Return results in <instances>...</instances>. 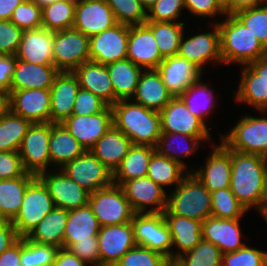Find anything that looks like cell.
<instances>
[{"label":"cell","instance_id":"obj_1","mask_svg":"<svg viewBox=\"0 0 267 266\" xmlns=\"http://www.w3.org/2000/svg\"><path fill=\"white\" fill-rule=\"evenodd\" d=\"M230 189L247 212L261 208L267 202V158L231 150Z\"/></svg>","mask_w":267,"mask_h":266},{"label":"cell","instance_id":"obj_2","mask_svg":"<svg viewBox=\"0 0 267 266\" xmlns=\"http://www.w3.org/2000/svg\"><path fill=\"white\" fill-rule=\"evenodd\" d=\"M131 101L123 99L111 105L113 126L123 132L132 144L155 148L162 135L160 113Z\"/></svg>","mask_w":267,"mask_h":266},{"label":"cell","instance_id":"obj_3","mask_svg":"<svg viewBox=\"0 0 267 266\" xmlns=\"http://www.w3.org/2000/svg\"><path fill=\"white\" fill-rule=\"evenodd\" d=\"M225 19L217 22L223 64L249 65L267 55V49L234 14H226Z\"/></svg>","mask_w":267,"mask_h":266},{"label":"cell","instance_id":"obj_4","mask_svg":"<svg viewBox=\"0 0 267 266\" xmlns=\"http://www.w3.org/2000/svg\"><path fill=\"white\" fill-rule=\"evenodd\" d=\"M167 210L172 215L203 222L211 216V192L189 172L168 195Z\"/></svg>","mask_w":267,"mask_h":266},{"label":"cell","instance_id":"obj_5","mask_svg":"<svg viewBox=\"0 0 267 266\" xmlns=\"http://www.w3.org/2000/svg\"><path fill=\"white\" fill-rule=\"evenodd\" d=\"M54 207L48 188L36 176L28 184L21 208L17 216L11 221L18 237H27Z\"/></svg>","mask_w":267,"mask_h":266},{"label":"cell","instance_id":"obj_6","mask_svg":"<svg viewBox=\"0 0 267 266\" xmlns=\"http://www.w3.org/2000/svg\"><path fill=\"white\" fill-rule=\"evenodd\" d=\"M230 150L258 154L267 158V117L247 114L220 139Z\"/></svg>","mask_w":267,"mask_h":266},{"label":"cell","instance_id":"obj_7","mask_svg":"<svg viewBox=\"0 0 267 266\" xmlns=\"http://www.w3.org/2000/svg\"><path fill=\"white\" fill-rule=\"evenodd\" d=\"M89 206L100 227L131 222L135 214L120 185H111L90 193Z\"/></svg>","mask_w":267,"mask_h":266},{"label":"cell","instance_id":"obj_8","mask_svg":"<svg viewBox=\"0 0 267 266\" xmlns=\"http://www.w3.org/2000/svg\"><path fill=\"white\" fill-rule=\"evenodd\" d=\"M131 224L138 246L157 251L173 261L172 236L163 213H135Z\"/></svg>","mask_w":267,"mask_h":266},{"label":"cell","instance_id":"obj_9","mask_svg":"<svg viewBox=\"0 0 267 266\" xmlns=\"http://www.w3.org/2000/svg\"><path fill=\"white\" fill-rule=\"evenodd\" d=\"M50 134L51 122L32 123L27 129L18 151L27 173L39 176L49 171L48 166L51 165Z\"/></svg>","mask_w":267,"mask_h":266},{"label":"cell","instance_id":"obj_10","mask_svg":"<svg viewBox=\"0 0 267 266\" xmlns=\"http://www.w3.org/2000/svg\"><path fill=\"white\" fill-rule=\"evenodd\" d=\"M90 61L89 37L74 28L55 31L53 63L60 72H73Z\"/></svg>","mask_w":267,"mask_h":266},{"label":"cell","instance_id":"obj_11","mask_svg":"<svg viewBox=\"0 0 267 266\" xmlns=\"http://www.w3.org/2000/svg\"><path fill=\"white\" fill-rule=\"evenodd\" d=\"M60 169L90 193L113 183L112 172L90 150Z\"/></svg>","mask_w":267,"mask_h":266},{"label":"cell","instance_id":"obj_12","mask_svg":"<svg viewBox=\"0 0 267 266\" xmlns=\"http://www.w3.org/2000/svg\"><path fill=\"white\" fill-rule=\"evenodd\" d=\"M4 105L31 123L50 122V89L9 91L4 97Z\"/></svg>","mask_w":267,"mask_h":266},{"label":"cell","instance_id":"obj_13","mask_svg":"<svg viewBox=\"0 0 267 266\" xmlns=\"http://www.w3.org/2000/svg\"><path fill=\"white\" fill-rule=\"evenodd\" d=\"M120 186L135 213H163L167 209L168 193L147 176L124 181Z\"/></svg>","mask_w":267,"mask_h":266},{"label":"cell","instance_id":"obj_14","mask_svg":"<svg viewBox=\"0 0 267 266\" xmlns=\"http://www.w3.org/2000/svg\"><path fill=\"white\" fill-rule=\"evenodd\" d=\"M129 26L117 23L89 37L90 61L107 65L127 57Z\"/></svg>","mask_w":267,"mask_h":266},{"label":"cell","instance_id":"obj_15","mask_svg":"<svg viewBox=\"0 0 267 266\" xmlns=\"http://www.w3.org/2000/svg\"><path fill=\"white\" fill-rule=\"evenodd\" d=\"M162 133H181L195 137H210L208 126L193 115L177 96L159 112Z\"/></svg>","mask_w":267,"mask_h":266},{"label":"cell","instance_id":"obj_16","mask_svg":"<svg viewBox=\"0 0 267 266\" xmlns=\"http://www.w3.org/2000/svg\"><path fill=\"white\" fill-rule=\"evenodd\" d=\"M58 170L55 173L49 170L38 176L48 188L54 206L71 210L88 205L90 192L70 179L61 169Z\"/></svg>","mask_w":267,"mask_h":266},{"label":"cell","instance_id":"obj_17","mask_svg":"<svg viewBox=\"0 0 267 266\" xmlns=\"http://www.w3.org/2000/svg\"><path fill=\"white\" fill-rule=\"evenodd\" d=\"M213 31L193 35L185 39L184 33L180 41L178 54L180 57L193 62L201 70L210 62H222L220 52V33L218 24L212 22ZM206 63V64H205Z\"/></svg>","mask_w":267,"mask_h":266},{"label":"cell","instance_id":"obj_18","mask_svg":"<svg viewBox=\"0 0 267 266\" xmlns=\"http://www.w3.org/2000/svg\"><path fill=\"white\" fill-rule=\"evenodd\" d=\"M97 237L102 265H115L127 251L137 245L131 222L102 226Z\"/></svg>","mask_w":267,"mask_h":266},{"label":"cell","instance_id":"obj_19","mask_svg":"<svg viewBox=\"0 0 267 266\" xmlns=\"http://www.w3.org/2000/svg\"><path fill=\"white\" fill-rule=\"evenodd\" d=\"M167 90L177 97L201 79L202 70L179 55L165 57L156 68Z\"/></svg>","mask_w":267,"mask_h":266},{"label":"cell","instance_id":"obj_20","mask_svg":"<svg viewBox=\"0 0 267 266\" xmlns=\"http://www.w3.org/2000/svg\"><path fill=\"white\" fill-rule=\"evenodd\" d=\"M62 124L85 150H90L113 125L111 105L95 115H71Z\"/></svg>","mask_w":267,"mask_h":266},{"label":"cell","instance_id":"obj_21","mask_svg":"<svg viewBox=\"0 0 267 266\" xmlns=\"http://www.w3.org/2000/svg\"><path fill=\"white\" fill-rule=\"evenodd\" d=\"M208 155L205 165L191 172L210 191L230 188L231 150L221 141Z\"/></svg>","mask_w":267,"mask_h":266},{"label":"cell","instance_id":"obj_22","mask_svg":"<svg viewBox=\"0 0 267 266\" xmlns=\"http://www.w3.org/2000/svg\"><path fill=\"white\" fill-rule=\"evenodd\" d=\"M126 58L143 69H156L164 59L146 24L129 26Z\"/></svg>","mask_w":267,"mask_h":266},{"label":"cell","instance_id":"obj_23","mask_svg":"<svg viewBox=\"0 0 267 266\" xmlns=\"http://www.w3.org/2000/svg\"><path fill=\"white\" fill-rule=\"evenodd\" d=\"M117 24L112 9L106 0H87L75 7L73 28L88 37L109 29Z\"/></svg>","mask_w":267,"mask_h":266},{"label":"cell","instance_id":"obj_24","mask_svg":"<svg viewBox=\"0 0 267 266\" xmlns=\"http://www.w3.org/2000/svg\"><path fill=\"white\" fill-rule=\"evenodd\" d=\"M53 38L54 32L44 27L25 30L16 59L37 65H54Z\"/></svg>","mask_w":267,"mask_h":266},{"label":"cell","instance_id":"obj_25","mask_svg":"<svg viewBox=\"0 0 267 266\" xmlns=\"http://www.w3.org/2000/svg\"><path fill=\"white\" fill-rule=\"evenodd\" d=\"M80 85L73 72H60L50 88V122L63 123L72 115Z\"/></svg>","mask_w":267,"mask_h":266},{"label":"cell","instance_id":"obj_26","mask_svg":"<svg viewBox=\"0 0 267 266\" xmlns=\"http://www.w3.org/2000/svg\"><path fill=\"white\" fill-rule=\"evenodd\" d=\"M240 219H219L213 216L202 222V239L216 245L222 254L244 247Z\"/></svg>","mask_w":267,"mask_h":266},{"label":"cell","instance_id":"obj_27","mask_svg":"<svg viewBox=\"0 0 267 266\" xmlns=\"http://www.w3.org/2000/svg\"><path fill=\"white\" fill-rule=\"evenodd\" d=\"M59 73L54 65H37L16 59L10 91L50 89Z\"/></svg>","mask_w":267,"mask_h":266},{"label":"cell","instance_id":"obj_28","mask_svg":"<svg viewBox=\"0 0 267 266\" xmlns=\"http://www.w3.org/2000/svg\"><path fill=\"white\" fill-rule=\"evenodd\" d=\"M174 96L167 90L157 69H144L132 101L160 112Z\"/></svg>","mask_w":267,"mask_h":266},{"label":"cell","instance_id":"obj_29","mask_svg":"<svg viewBox=\"0 0 267 266\" xmlns=\"http://www.w3.org/2000/svg\"><path fill=\"white\" fill-rule=\"evenodd\" d=\"M163 216L172 236V246L173 248L178 247L177 251L173 253L174 261L200 243L202 240V222L172 215L167 209L163 212Z\"/></svg>","mask_w":267,"mask_h":266},{"label":"cell","instance_id":"obj_30","mask_svg":"<svg viewBox=\"0 0 267 266\" xmlns=\"http://www.w3.org/2000/svg\"><path fill=\"white\" fill-rule=\"evenodd\" d=\"M80 88L92 92L108 105L114 104V90L106 65L87 61L73 71Z\"/></svg>","mask_w":267,"mask_h":266},{"label":"cell","instance_id":"obj_31","mask_svg":"<svg viewBox=\"0 0 267 266\" xmlns=\"http://www.w3.org/2000/svg\"><path fill=\"white\" fill-rule=\"evenodd\" d=\"M132 145L131 140L112 125L90 151L113 173Z\"/></svg>","mask_w":267,"mask_h":266},{"label":"cell","instance_id":"obj_32","mask_svg":"<svg viewBox=\"0 0 267 266\" xmlns=\"http://www.w3.org/2000/svg\"><path fill=\"white\" fill-rule=\"evenodd\" d=\"M100 225L92 208L88 205L68 210V221L64 230L63 248L67 249L77 241L97 237Z\"/></svg>","mask_w":267,"mask_h":266},{"label":"cell","instance_id":"obj_33","mask_svg":"<svg viewBox=\"0 0 267 266\" xmlns=\"http://www.w3.org/2000/svg\"><path fill=\"white\" fill-rule=\"evenodd\" d=\"M238 90L233 96L238 103L249 104L261 114L267 112V82L249 65H243Z\"/></svg>","mask_w":267,"mask_h":266},{"label":"cell","instance_id":"obj_34","mask_svg":"<svg viewBox=\"0 0 267 266\" xmlns=\"http://www.w3.org/2000/svg\"><path fill=\"white\" fill-rule=\"evenodd\" d=\"M114 90V104L118 100L132 99L143 68L125 58L106 65Z\"/></svg>","mask_w":267,"mask_h":266},{"label":"cell","instance_id":"obj_35","mask_svg":"<svg viewBox=\"0 0 267 266\" xmlns=\"http://www.w3.org/2000/svg\"><path fill=\"white\" fill-rule=\"evenodd\" d=\"M85 148L62 123H51L49 152L51 164L59 169L85 152Z\"/></svg>","mask_w":267,"mask_h":266},{"label":"cell","instance_id":"obj_36","mask_svg":"<svg viewBox=\"0 0 267 266\" xmlns=\"http://www.w3.org/2000/svg\"><path fill=\"white\" fill-rule=\"evenodd\" d=\"M155 152L152 146L133 144L112 173L113 183L121 185L124 181L147 176L149 162Z\"/></svg>","mask_w":267,"mask_h":266},{"label":"cell","instance_id":"obj_37","mask_svg":"<svg viewBox=\"0 0 267 266\" xmlns=\"http://www.w3.org/2000/svg\"><path fill=\"white\" fill-rule=\"evenodd\" d=\"M68 210L54 207L26 237L32 242L63 248Z\"/></svg>","mask_w":267,"mask_h":266},{"label":"cell","instance_id":"obj_38","mask_svg":"<svg viewBox=\"0 0 267 266\" xmlns=\"http://www.w3.org/2000/svg\"><path fill=\"white\" fill-rule=\"evenodd\" d=\"M36 176H24L0 180V219L12 221L18 214L28 184Z\"/></svg>","mask_w":267,"mask_h":266},{"label":"cell","instance_id":"obj_39","mask_svg":"<svg viewBox=\"0 0 267 266\" xmlns=\"http://www.w3.org/2000/svg\"><path fill=\"white\" fill-rule=\"evenodd\" d=\"M177 140H181L183 143L182 145L184 146H182L181 144L180 147L177 146ZM205 140H210V137H195L181 133H162V135L158 139L155 150L159 155L168 157L182 164L189 172H191V168L189 170L186 162L180 160V158L181 156L183 158H188V156L194 154V152L199 149V145L202 144L201 141L206 142ZM177 150H179V152Z\"/></svg>","mask_w":267,"mask_h":266},{"label":"cell","instance_id":"obj_40","mask_svg":"<svg viewBox=\"0 0 267 266\" xmlns=\"http://www.w3.org/2000/svg\"><path fill=\"white\" fill-rule=\"evenodd\" d=\"M31 124L4 105L0 110V151L18 152Z\"/></svg>","mask_w":267,"mask_h":266},{"label":"cell","instance_id":"obj_41","mask_svg":"<svg viewBox=\"0 0 267 266\" xmlns=\"http://www.w3.org/2000/svg\"><path fill=\"white\" fill-rule=\"evenodd\" d=\"M188 173L182 164L155 152L149 162L147 177L164 189L177 186Z\"/></svg>","mask_w":267,"mask_h":266},{"label":"cell","instance_id":"obj_42","mask_svg":"<svg viewBox=\"0 0 267 266\" xmlns=\"http://www.w3.org/2000/svg\"><path fill=\"white\" fill-rule=\"evenodd\" d=\"M152 30L160 54L165 58L178 54L181 38L184 33V22L146 21Z\"/></svg>","mask_w":267,"mask_h":266},{"label":"cell","instance_id":"obj_43","mask_svg":"<svg viewBox=\"0 0 267 266\" xmlns=\"http://www.w3.org/2000/svg\"><path fill=\"white\" fill-rule=\"evenodd\" d=\"M213 93L209 85H205L201 80H198L178 97L186 104L193 115L199 117L205 123L206 120L204 119L216 107L214 104L216 99H214Z\"/></svg>","mask_w":267,"mask_h":266},{"label":"cell","instance_id":"obj_44","mask_svg":"<svg viewBox=\"0 0 267 266\" xmlns=\"http://www.w3.org/2000/svg\"><path fill=\"white\" fill-rule=\"evenodd\" d=\"M75 7L64 0H56L42 8V27L53 32L73 28Z\"/></svg>","mask_w":267,"mask_h":266},{"label":"cell","instance_id":"obj_45","mask_svg":"<svg viewBox=\"0 0 267 266\" xmlns=\"http://www.w3.org/2000/svg\"><path fill=\"white\" fill-rule=\"evenodd\" d=\"M174 262L178 266H221L222 253L216 245L202 239L192 250L183 253Z\"/></svg>","mask_w":267,"mask_h":266},{"label":"cell","instance_id":"obj_46","mask_svg":"<svg viewBox=\"0 0 267 266\" xmlns=\"http://www.w3.org/2000/svg\"><path fill=\"white\" fill-rule=\"evenodd\" d=\"M59 248L21 238V266H53Z\"/></svg>","mask_w":267,"mask_h":266},{"label":"cell","instance_id":"obj_47","mask_svg":"<svg viewBox=\"0 0 267 266\" xmlns=\"http://www.w3.org/2000/svg\"><path fill=\"white\" fill-rule=\"evenodd\" d=\"M211 216L219 219H241L247 212L230 188L211 192Z\"/></svg>","mask_w":267,"mask_h":266},{"label":"cell","instance_id":"obj_48","mask_svg":"<svg viewBox=\"0 0 267 266\" xmlns=\"http://www.w3.org/2000/svg\"><path fill=\"white\" fill-rule=\"evenodd\" d=\"M117 23L128 26L145 24L147 10L139 0H106Z\"/></svg>","mask_w":267,"mask_h":266},{"label":"cell","instance_id":"obj_49","mask_svg":"<svg viewBox=\"0 0 267 266\" xmlns=\"http://www.w3.org/2000/svg\"><path fill=\"white\" fill-rule=\"evenodd\" d=\"M267 49V2L234 14Z\"/></svg>","mask_w":267,"mask_h":266},{"label":"cell","instance_id":"obj_50","mask_svg":"<svg viewBox=\"0 0 267 266\" xmlns=\"http://www.w3.org/2000/svg\"><path fill=\"white\" fill-rule=\"evenodd\" d=\"M169 262L163 254L136 245L127 251L115 266H166Z\"/></svg>","mask_w":267,"mask_h":266},{"label":"cell","instance_id":"obj_51","mask_svg":"<svg viewBox=\"0 0 267 266\" xmlns=\"http://www.w3.org/2000/svg\"><path fill=\"white\" fill-rule=\"evenodd\" d=\"M221 266H267V252L246 244L237 251L222 254Z\"/></svg>","mask_w":267,"mask_h":266},{"label":"cell","instance_id":"obj_52","mask_svg":"<svg viewBox=\"0 0 267 266\" xmlns=\"http://www.w3.org/2000/svg\"><path fill=\"white\" fill-rule=\"evenodd\" d=\"M42 8L32 0H24L12 13L10 21L25 30L42 27Z\"/></svg>","mask_w":267,"mask_h":266},{"label":"cell","instance_id":"obj_53","mask_svg":"<svg viewBox=\"0 0 267 266\" xmlns=\"http://www.w3.org/2000/svg\"><path fill=\"white\" fill-rule=\"evenodd\" d=\"M184 0H158L147 10V21L179 22Z\"/></svg>","mask_w":267,"mask_h":266},{"label":"cell","instance_id":"obj_54","mask_svg":"<svg viewBox=\"0 0 267 266\" xmlns=\"http://www.w3.org/2000/svg\"><path fill=\"white\" fill-rule=\"evenodd\" d=\"M108 104L92 92L80 88L77 92L72 115H95L102 112Z\"/></svg>","mask_w":267,"mask_h":266},{"label":"cell","instance_id":"obj_55","mask_svg":"<svg viewBox=\"0 0 267 266\" xmlns=\"http://www.w3.org/2000/svg\"><path fill=\"white\" fill-rule=\"evenodd\" d=\"M23 32L10 20H0V55H15Z\"/></svg>","mask_w":267,"mask_h":266},{"label":"cell","instance_id":"obj_56","mask_svg":"<svg viewBox=\"0 0 267 266\" xmlns=\"http://www.w3.org/2000/svg\"><path fill=\"white\" fill-rule=\"evenodd\" d=\"M26 173L19 152L0 151V180L18 178Z\"/></svg>","mask_w":267,"mask_h":266},{"label":"cell","instance_id":"obj_57","mask_svg":"<svg viewBox=\"0 0 267 266\" xmlns=\"http://www.w3.org/2000/svg\"><path fill=\"white\" fill-rule=\"evenodd\" d=\"M86 264L99 265L100 254L98 248V237H91V240L77 241L67 248Z\"/></svg>","mask_w":267,"mask_h":266},{"label":"cell","instance_id":"obj_58","mask_svg":"<svg viewBox=\"0 0 267 266\" xmlns=\"http://www.w3.org/2000/svg\"><path fill=\"white\" fill-rule=\"evenodd\" d=\"M185 8L192 15L214 18L226 15L224 6L218 0H184Z\"/></svg>","mask_w":267,"mask_h":266},{"label":"cell","instance_id":"obj_59","mask_svg":"<svg viewBox=\"0 0 267 266\" xmlns=\"http://www.w3.org/2000/svg\"><path fill=\"white\" fill-rule=\"evenodd\" d=\"M15 64V55H0V94L3 97L10 91Z\"/></svg>","mask_w":267,"mask_h":266},{"label":"cell","instance_id":"obj_60","mask_svg":"<svg viewBox=\"0 0 267 266\" xmlns=\"http://www.w3.org/2000/svg\"><path fill=\"white\" fill-rule=\"evenodd\" d=\"M19 239L11 221L0 219V254Z\"/></svg>","mask_w":267,"mask_h":266},{"label":"cell","instance_id":"obj_61","mask_svg":"<svg viewBox=\"0 0 267 266\" xmlns=\"http://www.w3.org/2000/svg\"><path fill=\"white\" fill-rule=\"evenodd\" d=\"M21 238L0 254V266H21Z\"/></svg>","mask_w":267,"mask_h":266},{"label":"cell","instance_id":"obj_62","mask_svg":"<svg viewBox=\"0 0 267 266\" xmlns=\"http://www.w3.org/2000/svg\"><path fill=\"white\" fill-rule=\"evenodd\" d=\"M53 266H87V264L68 249L59 248Z\"/></svg>","mask_w":267,"mask_h":266},{"label":"cell","instance_id":"obj_63","mask_svg":"<svg viewBox=\"0 0 267 266\" xmlns=\"http://www.w3.org/2000/svg\"><path fill=\"white\" fill-rule=\"evenodd\" d=\"M266 2L267 0H227L224 10L226 14H235L238 11L257 7Z\"/></svg>","mask_w":267,"mask_h":266},{"label":"cell","instance_id":"obj_64","mask_svg":"<svg viewBox=\"0 0 267 266\" xmlns=\"http://www.w3.org/2000/svg\"><path fill=\"white\" fill-rule=\"evenodd\" d=\"M24 0H0V20H10L12 13Z\"/></svg>","mask_w":267,"mask_h":266},{"label":"cell","instance_id":"obj_65","mask_svg":"<svg viewBox=\"0 0 267 266\" xmlns=\"http://www.w3.org/2000/svg\"><path fill=\"white\" fill-rule=\"evenodd\" d=\"M249 66L267 82V55L251 62Z\"/></svg>","mask_w":267,"mask_h":266},{"label":"cell","instance_id":"obj_66","mask_svg":"<svg viewBox=\"0 0 267 266\" xmlns=\"http://www.w3.org/2000/svg\"><path fill=\"white\" fill-rule=\"evenodd\" d=\"M35 2L39 7L44 8L47 5H50L51 3L55 2L56 0H32Z\"/></svg>","mask_w":267,"mask_h":266},{"label":"cell","instance_id":"obj_67","mask_svg":"<svg viewBox=\"0 0 267 266\" xmlns=\"http://www.w3.org/2000/svg\"><path fill=\"white\" fill-rule=\"evenodd\" d=\"M143 7L148 10L158 0H139Z\"/></svg>","mask_w":267,"mask_h":266},{"label":"cell","instance_id":"obj_68","mask_svg":"<svg viewBox=\"0 0 267 266\" xmlns=\"http://www.w3.org/2000/svg\"><path fill=\"white\" fill-rule=\"evenodd\" d=\"M257 211L263 216L264 220L267 222V202L259 208Z\"/></svg>","mask_w":267,"mask_h":266},{"label":"cell","instance_id":"obj_69","mask_svg":"<svg viewBox=\"0 0 267 266\" xmlns=\"http://www.w3.org/2000/svg\"><path fill=\"white\" fill-rule=\"evenodd\" d=\"M64 1H66V2H68V3H71V4H73V5H77L79 2H81L82 0H64Z\"/></svg>","mask_w":267,"mask_h":266},{"label":"cell","instance_id":"obj_70","mask_svg":"<svg viewBox=\"0 0 267 266\" xmlns=\"http://www.w3.org/2000/svg\"><path fill=\"white\" fill-rule=\"evenodd\" d=\"M4 106V97L0 94V110Z\"/></svg>","mask_w":267,"mask_h":266},{"label":"cell","instance_id":"obj_71","mask_svg":"<svg viewBox=\"0 0 267 266\" xmlns=\"http://www.w3.org/2000/svg\"><path fill=\"white\" fill-rule=\"evenodd\" d=\"M166 266H178L174 261H170Z\"/></svg>","mask_w":267,"mask_h":266},{"label":"cell","instance_id":"obj_72","mask_svg":"<svg viewBox=\"0 0 267 266\" xmlns=\"http://www.w3.org/2000/svg\"><path fill=\"white\" fill-rule=\"evenodd\" d=\"M223 6L227 4V0H218Z\"/></svg>","mask_w":267,"mask_h":266},{"label":"cell","instance_id":"obj_73","mask_svg":"<svg viewBox=\"0 0 267 266\" xmlns=\"http://www.w3.org/2000/svg\"><path fill=\"white\" fill-rule=\"evenodd\" d=\"M91 266H115V265H102V264H99V265H91Z\"/></svg>","mask_w":267,"mask_h":266}]
</instances>
